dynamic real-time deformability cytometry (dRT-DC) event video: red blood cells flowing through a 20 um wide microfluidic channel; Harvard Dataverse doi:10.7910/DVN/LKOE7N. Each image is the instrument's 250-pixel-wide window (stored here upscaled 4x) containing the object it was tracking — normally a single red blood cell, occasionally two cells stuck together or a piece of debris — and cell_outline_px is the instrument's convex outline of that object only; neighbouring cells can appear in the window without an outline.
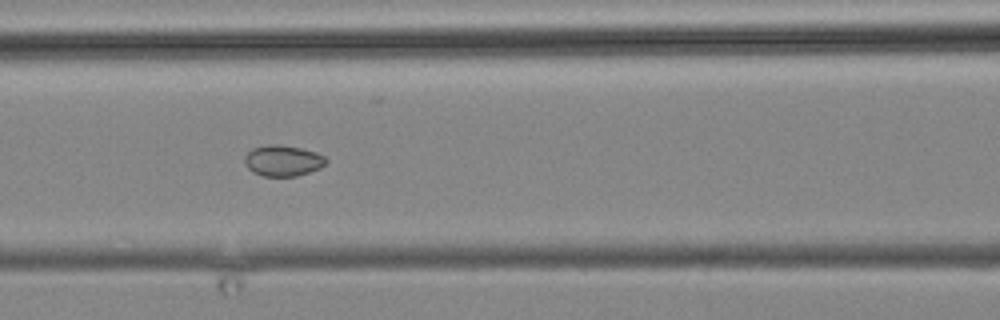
{"species": "common noctule bat (a hibernating species)", "species_latin": "Nyctalus noctula", "temperature_condition": "cold", "stored_images_in_passage": 12, "camera_frame_rate_fps": 3000, "um_per_image_px": 0.085, "animal": {"sex": "male", "body_mass_g": 19.2, "forearm_length_mm": 51.8}, "frame": {"image": 1, "passage_image": 12, "time_ms": 14.667, "image_size_px": [1000, 320], "cell_outline_px": [[328, 160], [320, 168], [296, 176], [264, 176], [252, 172], [244, 164], [244, 156], [252, 148], [268, 144], [276, 144], [300, 148], [316, 152], [324, 156]], "centroid_in_image_um": [24.01, 13.65], "position_along_channel_um": 142.6, "area_um2": 14.68}}